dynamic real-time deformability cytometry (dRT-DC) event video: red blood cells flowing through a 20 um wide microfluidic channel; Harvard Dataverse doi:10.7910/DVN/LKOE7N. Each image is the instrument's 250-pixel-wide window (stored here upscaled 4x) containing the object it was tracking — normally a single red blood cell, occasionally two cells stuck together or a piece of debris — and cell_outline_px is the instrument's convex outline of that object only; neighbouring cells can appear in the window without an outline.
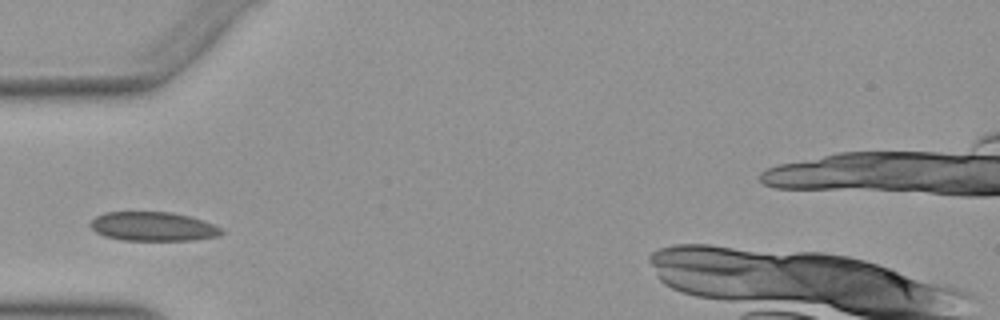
{"species": "Egyptian fruit bat (a non-hibernating species)", "species_latin": "Rousettus aegyptiacus", "temperature_condition": "warm", "stored_images_in_passage": 26, "camera_frame_rate_fps": 3000, "um_per_image_px": 0.085, "animal": {"sex": "female"}, "frame": {"image": 1, "passage_image": 1, "time_ms": 0.0, "image_size_px": [1000, 320], "cell_outline_px": [[224, 232], [216, 236], [192, 240], [120, 240], [104, 236], [96, 232], [88, 224], [96, 216], [104, 212], [172, 212], [188, 216], [212, 224], [220, 228]], "centroid_in_image_um": [12.94, 19.25], "position_along_channel_um": 72.1, "area_um2": 22.02}}
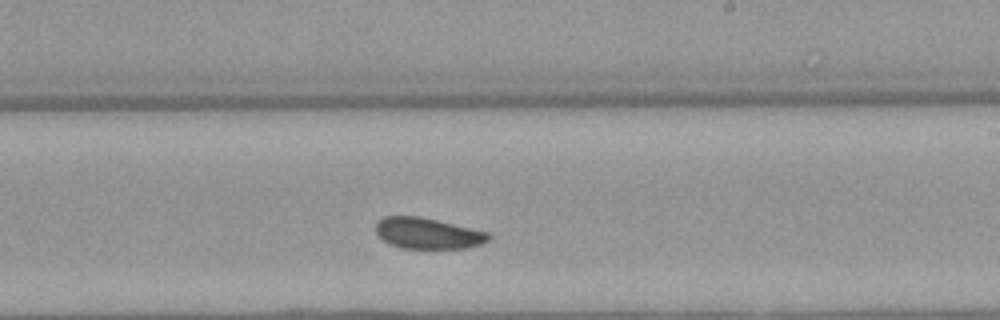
{"frame": {"image": 2, "passage_image": 15, "time_ms": 4.667, "image_size_px": [1000, 320], "cell_outline_px": [[492, 236], [488, 240], [480, 244], [464, 248], [400, 248], [384, 240], [376, 232], [376, 220], [384, 216], [420, 216], [488, 232]], "centroid_in_image_um": [36.34, 19.82], "position_along_channel_um": 252.7, "area_um2": 20.23}}
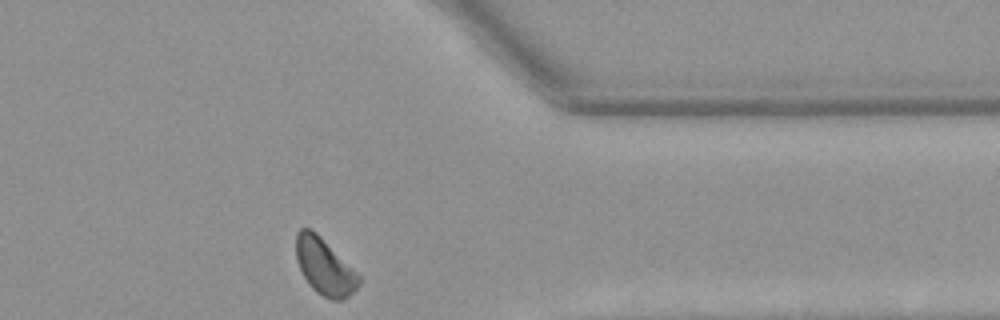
{"frame": {"image": 3, "passage_image": 26, "time_ms": 8.333, "image_size_px": [1000, 320], "cell_outline_px": [[360, 284], [344, 300], [332, 300], [316, 292], [308, 284], [296, 260], [296, 232], [300, 228], [312, 228], [360, 276]], "centroid_in_image_um": [27.56, 22.66], "position_along_channel_um": 383.8, "area_um2": 20.4}}